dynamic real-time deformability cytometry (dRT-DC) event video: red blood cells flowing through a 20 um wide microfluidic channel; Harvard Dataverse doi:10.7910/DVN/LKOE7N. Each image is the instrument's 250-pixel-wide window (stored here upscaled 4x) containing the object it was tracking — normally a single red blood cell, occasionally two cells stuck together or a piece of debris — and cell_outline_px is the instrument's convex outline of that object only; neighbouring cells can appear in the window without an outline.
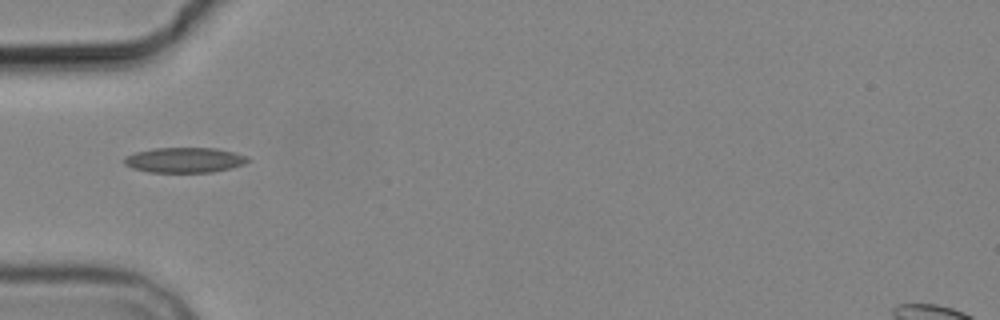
{"species": "common noctule bat (a hibernating species)", "species_latin": "Nyctalus noctula", "temperature_condition": "cold", "stored_images_in_passage": 3, "camera_frame_rate_fps": 3000, "um_per_image_px": 0.085, "animal": {"sex": "male", "body_mass_g": 19.2, "forearm_length_mm": 51.8}, "frame": {"image": 1, "passage_image": 1, "time_ms": 0.0, "image_size_px": [1000, 320], "cell_outline_px": [[252, 160], [244, 164], [232, 168], [212, 172], [148, 172], [132, 168], [124, 164], [124, 156], [136, 152], [156, 148], [216, 148], [248, 156]], "centroid_in_image_um": [15.7, 13.61], "position_along_channel_um": 69.3, "area_um2": 18.21}}
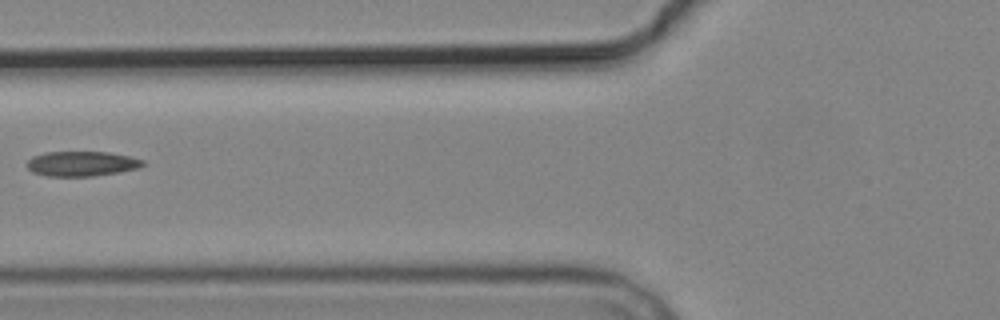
{"frame": {"image": 2, "passage_image": 2, "time_ms": 1.333, "image_size_px": [1000, 320], "cell_outline_px": [[148, 164], [140, 168], [120, 172], [92, 176], [48, 176], [32, 172], [28, 168], [28, 160], [32, 156], [44, 152], [108, 152], [128, 156], [144, 160]], "centroid_in_image_um": [6.99, 13.91], "position_along_channel_um": 118.8, "area_um2": 16.94}}
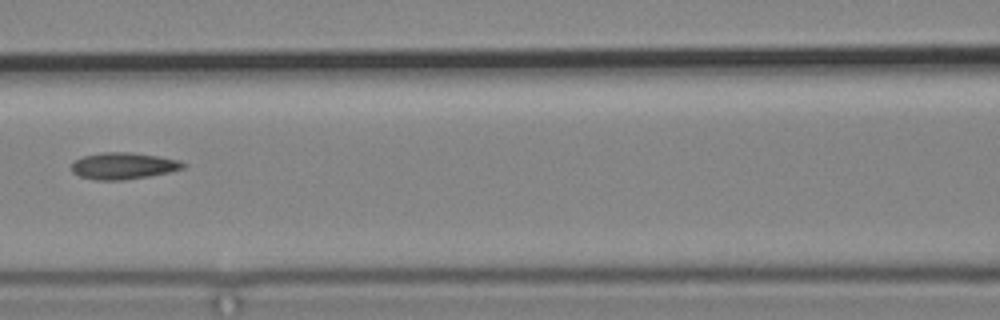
{"frame": {"image": 3, "passage_image": 3, "time_ms": 2.333, "image_size_px": [1000, 320], "cell_outline_px": [[188, 164], [184, 168], [168, 172], [148, 176], [124, 180], [96, 180], [80, 176], [72, 172], [72, 164], [76, 160], [84, 156], [104, 152], [128, 152], [156, 156], [180, 160]], "centroid_in_image_um": [10.51, 14.1], "position_along_channel_um": 156.1, "area_um2": 17.17}}